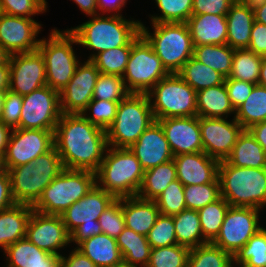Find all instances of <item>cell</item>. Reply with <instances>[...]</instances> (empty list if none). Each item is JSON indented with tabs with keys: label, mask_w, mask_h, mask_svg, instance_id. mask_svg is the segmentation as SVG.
Wrapping results in <instances>:
<instances>
[{
	"label": "cell",
	"mask_w": 266,
	"mask_h": 267,
	"mask_svg": "<svg viewBox=\"0 0 266 267\" xmlns=\"http://www.w3.org/2000/svg\"><path fill=\"white\" fill-rule=\"evenodd\" d=\"M4 253L6 267H60L61 256L39 249L26 237L8 246Z\"/></svg>",
	"instance_id": "25"
},
{
	"label": "cell",
	"mask_w": 266,
	"mask_h": 267,
	"mask_svg": "<svg viewBox=\"0 0 266 267\" xmlns=\"http://www.w3.org/2000/svg\"><path fill=\"white\" fill-rule=\"evenodd\" d=\"M76 248L97 267H113L123 261L116 239L104 233L80 242Z\"/></svg>",
	"instance_id": "29"
},
{
	"label": "cell",
	"mask_w": 266,
	"mask_h": 267,
	"mask_svg": "<svg viewBox=\"0 0 266 267\" xmlns=\"http://www.w3.org/2000/svg\"><path fill=\"white\" fill-rule=\"evenodd\" d=\"M116 241L125 263L136 267H147L152 249L147 236L125 227Z\"/></svg>",
	"instance_id": "32"
},
{
	"label": "cell",
	"mask_w": 266,
	"mask_h": 267,
	"mask_svg": "<svg viewBox=\"0 0 266 267\" xmlns=\"http://www.w3.org/2000/svg\"><path fill=\"white\" fill-rule=\"evenodd\" d=\"M45 85H47L45 60L39 50L10 56V91L24 96Z\"/></svg>",
	"instance_id": "16"
},
{
	"label": "cell",
	"mask_w": 266,
	"mask_h": 267,
	"mask_svg": "<svg viewBox=\"0 0 266 267\" xmlns=\"http://www.w3.org/2000/svg\"><path fill=\"white\" fill-rule=\"evenodd\" d=\"M257 84L266 88V56H262L259 80Z\"/></svg>",
	"instance_id": "64"
},
{
	"label": "cell",
	"mask_w": 266,
	"mask_h": 267,
	"mask_svg": "<svg viewBox=\"0 0 266 267\" xmlns=\"http://www.w3.org/2000/svg\"><path fill=\"white\" fill-rule=\"evenodd\" d=\"M234 114L225 82L197 91V116L206 118H227Z\"/></svg>",
	"instance_id": "30"
},
{
	"label": "cell",
	"mask_w": 266,
	"mask_h": 267,
	"mask_svg": "<svg viewBox=\"0 0 266 267\" xmlns=\"http://www.w3.org/2000/svg\"><path fill=\"white\" fill-rule=\"evenodd\" d=\"M221 196L232 207L266 206V168L237 167L226 160L219 162Z\"/></svg>",
	"instance_id": "4"
},
{
	"label": "cell",
	"mask_w": 266,
	"mask_h": 267,
	"mask_svg": "<svg viewBox=\"0 0 266 267\" xmlns=\"http://www.w3.org/2000/svg\"><path fill=\"white\" fill-rule=\"evenodd\" d=\"M23 96L9 89L6 91L0 121L11 129L19 126L22 112Z\"/></svg>",
	"instance_id": "52"
},
{
	"label": "cell",
	"mask_w": 266,
	"mask_h": 267,
	"mask_svg": "<svg viewBox=\"0 0 266 267\" xmlns=\"http://www.w3.org/2000/svg\"><path fill=\"white\" fill-rule=\"evenodd\" d=\"M233 256L212 242L190 248L187 267H233Z\"/></svg>",
	"instance_id": "38"
},
{
	"label": "cell",
	"mask_w": 266,
	"mask_h": 267,
	"mask_svg": "<svg viewBox=\"0 0 266 267\" xmlns=\"http://www.w3.org/2000/svg\"><path fill=\"white\" fill-rule=\"evenodd\" d=\"M5 94H6V92H0V117H1V112H2Z\"/></svg>",
	"instance_id": "68"
},
{
	"label": "cell",
	"mask_w": 266,
	"mask_h": 267,
	"mask_svg": "<svg viewBox=\"0 0 266 267\" xmlns=\"http://www.w3.org/2000/svg\"><path fill=\"white\" fill-rule=\"evenodd\" d=\"M260 210L252 207H232L226 212L220 232L212 242L233 257L256 234Z\"/></svg>",
	"instance_id": "14"
},
{
	"label": "cell",
	"mask_w": 266,
	"mask_h": 267,
	"mask_svg": "<svg viewBox=\"0 0 266 267\" xmlns=\"http://www.w3.org/2000/svg\"><path fill=\"white\" fill-rule=\"evenodd\" d=\"M233 263L266 267V229L263 227L233 257Z\"/></svg>",
	"instance_id": "41"
},
{
	"label": "cell",
	"mask_w": 266,
	"mask_h": 267,
	"mask_svg": "<svg viewBox=\"0 0 266 267\" xmlns=\"http://www.w3.org/2000/svg\"><path fill=\"white\" fill-rule=\"evenodd\" d=\"M100 71L89 59L79 63L74 76L60 92L62 114H82L93 99L94 87Z\"/></svg>",
	"instance_id": "18"
},
{
	"label": "cell",
	"mask_w": 266,
	"mask_h": 267,
	"mask_svg": "<svg viewBox=\"0 0 266 267\" xmlns=\"http://www.w3.org/2000/svg\"><path fill=\"white\" fill-rule=\"evenodd\" d=\"M229 207V203L221 196L198 210L203 238L207 242H213L218 236Z\"/></svg>",
	"instance_id": "40"
},
{
	"label": "cell",
	"mask_w": 266,
	"mask_h": 267,
	"mask_svg": "<svg viewBox=\"0 0 266 267\" xmlns=\"http://www.w3.org/2000/svg\"><path fill=\"white\" fill-rule=\"evenodd\" d=\"M25 237L39 249L59 256L62 254L58 249L71 243L61 215H46L34 210L29 218Z\"/></svg>",
	"instance_id": "19"
},
{
	"label": "cell",
	"mask_w": 266,
	"mask_h": 267,
	"mask_svg": "<svg viewBox=\"0 0 266 267\" xmlns=\"http://www.w3.org/2000/svg\"><path fill=\"white\" fill-rule=\"evenodd\" d=\"M60 267H97L87 256L77 248L68 257L61 256Z\"/></svg>",
	"instance_id": "56"
},
{
	"label": "cell",
	"mask_w": 266,
	"mask_h": 267,
	"mask_svg": "<svg viewBox=\"0 0 266 267\" xmlns=\"http://www.w3.org/2000/svg\"><path fill=\"white\" fill-rule=\"evenodd\" d=\"M11 54L0 45V65H9Z\"/></svg>",
	"instance_id": "65"
},
{
	"label": "cell",
	"mask_w": 266,
	"mask_h": 267,
	"mask_svg": "<svg viewBox=\"0 0 266 267\" xmlns=\"http://www.w3.org/2000/svg\"><path fill=\"white\" fill-rule=\"evenodd\" d=\"M116 200L114 196L95 184L80 200L67 208L61 217L70 234V242H80L101 234L99 216Z\"/></svg>",
	"instance_id": "10"
},
{
	"label": "cell",
	"mask_w": 266,
	"mask_h": 267,
	"mask_svg": "<svg viewBox=\"0 0 266 267\" xmlns=\"http://www.w3.org/2000/svg\"><path fill=\"white\" fill-rule=\"evenodd\" d=\"M131 52V46H119L98 53L91 61L100 73L123 76Z\"/></svg>",
	"instance_id": "42"
},
{
	"label": "cell",
	"mask_w": 266,
	"mask_h": 267,
	"mask_svg": "<svg viewBox=\"0 0 266 267\" xmlns=\"http://www.w3.org/2000/svg\"><path fill=\"white\" fill-rule=\"evenodd\" d=\"M32 211L31 205L19 203L0 211V247L2 250L25 238Z\"/></svg>",
	"instance_id": "28"
},
{
	"label": "cell",
	"mask_w": 266,
	"mask_h": 267,
	"mask_svg": "<svg viewBox=\"0 0 266 267\" xmlns=\"http://www.w3.org/2000/svg\"><path fill=\"white\" fill-rule=\"evenodd\" d=\"M96 173V184L116 199L137 196L144 169L129 148L108 146Z\"/></svg>",
	"instance_id": "3"
},
{
	"label": "cell",
	"mask_w": 266,
	"mask_h": 267,
	"mask_svg": "<svg viewBox=\"0 0 266 267\" xmlns=\"http://www.w3.org/2000/svg\"><path fill=\"white\" fill-rule=\"evenodd\" d=\"M4 14L3 9H2V5L0 4V17Z\"/></svg>",
	"instance_id": "71"
},
{
	"label": "cell",
	"mask_w": 266,
	"mask_h": 267,
	"mask_svg": "<svg viewBox=\"0 0 266 267\" xmlns=\"http://www.w3.org/2000/svg\"><path fill=\"white\" fill-rule=\"evenodd\" d=\"M162 215L175 216L186 209L184 185L178 180L171 182L155 199Z\"/></svg>",
	"instance_id": "47"
},
{
	"label": "cell",
	"mask_w": 266,
	"mask_h": 267,
	"mask_svg": "<svg viewBox=\"0 0 266 267\" xmlns=\"http://www.w3.org/2000/svg\"><path fill=\"white\" fill-rule=\"evenodd\" d=\"M113 267H136V266H133L131 264H128V263H125L124 261H122L121 263L114 265Z\"/></svg>",
	"instance_id": "69"
},
{
	"label": "cell",
	"mask_w": 266,
	"mask_h": 267,
	"mask_svg": "<svg viewBox=\"0 0 266 267\" xmlns=\"http://www.w3.org/2000/svg\"><path fill=\"white\" fill-rule=\"evenodd\" d=\"M255 21L266 25V2L253 6Z\"/></svg>",
	"instance_id": "63"
},
{
	"label": "cell",
	"mask_w": 266,
	"mask_h": 267,
	"mask_svg": "<svg viewBox=\"0 0 266 267\" xmlns=\"http://www.w3.org/2000/svg\"><path fill=\"white\" fill-rule=\"evenodd\" d=\"M154 121L148 95L129 93L119 102L116 118L106 130L108 146L129 148Z\"/></svg>",
	"instance_id": "7"
},
{
	"label": "cell",
	"mask_w": 266,
	"mask_h": 267,
	"mask_svg": "<svg viewBox=\"0 0 266 267\" xmlns=\"http://www.w3.org/2000/svg\"><path fill=\"white\" fill-rule=\"evenodd\" d=\"M226 161L237 167L266 168V152L251 132L243 129Z\"/></svg>",
	"instance_id": "31"
},
{
	"label": "cell",
	"mask_w": 266,
	"mask_h": 267,
	"mask_svg": "<svg viewBox=\"0 0 266 267\" xmlns=\"http://www.w3.org/2000/svg\"><path fill=\"white\" fill-rule=\"evenodd\" d=\"M129 149L144 171L174 158L161 125L154 121Z\"/></svg>",
	"instance_id": "22"
},
{
	"label": "cell",
	"mask_w": 266,
	"mask_h": 267,
	"mask_svg": "<svg viewBox=\"0 0 266 267\" xmlns=\"http://www.w3.org/2000/svg\"><path fill=\"white\" fill-rule=\"evenodd\" d=\"M118 104L115 101L92 99L82 115L90 123L106 131L116 118ZM88 111L91 114L87 116Z\"/></svg>",
	"instance_id": "48"
},
{
	"label": "cell",
	"mask_w": 266,
	"mask_h": 267,
	"mask_svg": "<svg viewBox=\"0 0 266 267\" xmlns=\"http://www.w3.org/2000/svg\"><path fill=\"white\" fill-rule=\"evenodd\" d=\"M235 0H193L192 15H226Z\"/></svg>",
	"instance_id": "54"
},
{
	"label": "cell",
	"mask_w": 266,
	"mask_h": 267,
	"mask_svg": "<svg viewBox=\"0 0 266 267\" xmlns=\"http://www.w3.org/2000/svg\"><path fill=\"white\" fill-rule=\"evenodd\" d=\"M3 12L7 15L32 18L46 12V0H0Z\"/></svg>",
	"instance_id": "51"
},
{
	"label": "cell",
	"mask_w": 266,
	"mask_h": 267,
	"mask_svg": "<svg viewBox=\"0 0 266 267\" xmlns=\"http://www.w3.org/2000/svg\"><path fill=\"white\" fill-rule=\"evenodd\" d=\"M248 130L266 152V121L254 124Z\"/></svg>",
	"instance_id": "59"
},
{
	"label": "cell",
	"mask_w": 266,
	"mask_h": 267,
	"mask_svg": "<svg viewBox=\"0 0 266 267\" xmlns=\"http://www.w3.org/2000/svg\"><path fill=\"white\" fill-rule=\"evenodd\" d=\"M235 119L243 129L266 121V88L255 84L250 96L235 110Z\"/></svg>",
	"instance_id": "36"
},
{
	"label": "cell",
	"mask_w": 266,
	"mask_h": 267,
	"mask_svg": "<svg viewBox=\"0 0 266 267\" xmlns=\"http://www.w3.org/2000/svg\"><path fill=\"white\" fill-rule=\"evenodd\" d=\"M173 222L177 244L193 248L208 243L203 238L197 210L185 209L173 216Z\"/></svg>",
	"instance_id": "34"
},
{
	"label": "cell",
	"mask_w": 266,
	"mask_h": 267,
	"mask_svg": "<svg viewBox=\"0 0 266 267\" xmlns=\"http://www.w3.org/2000/svg\"><path fill=\"white\" fill-rule=\"evenodd\" d=\"M176 179V165L172 159L144 171L142 185L137 196L146 200H155Z\"/></svg>",
	"instance_id": "33"
},
{
	"label": "cell",
	"mask_w": 266,
	"mask_h": 267,
	"mask_svg": "<svg viewBox=\"0 0 266 267\" xmlns=\"http://www.w3.org/2000/svg\"><path fill=\"white\" fill-rule=\"evenodd\" d=\"M80 10L88 16L99 15L97 12V0H73Z\"/></svg>",
	"instance_id": "60"
},
{
	"label": "cell",
	"mask_w": 266,
	"mask_h": 267,
	"mask_svg": "<svg viewBox=\"0 0 266 267\" xmlns=\"http://www.w3.org/2000/svg\"><path fill=\"white\" fill-rule=\"evenodd\" d=\"M12 129L0 121V153L5 154Z\"/></svg>",
	"instance_id": "61"
},
{
	"label": "cell",
	"mask_w": 266,
	"mask_h": 267,
	"mask_svg": "<svg viewBox=\"0 0 266 267\" xmlns=\"http://www.w3.org/2000/svg\"><path fill=\"white\" fill-rule=\"evenodd\" d=\"M54 146L65 169L96 172L108 147L106 131L82 114H62L54 131Z\"/></svg>",
	"instance_id": "1"
},
{
	"label": "cell",
	"mask_w": 266,
	"mask_h": 267,
	"mask_svg": "<svg viewBox=\"0 0 266 267\" xmlns=\"http://www.w3.org/2000/svg\"><path fill=\"white\" fill-rule=\"evenodd\" d=\"M8 169L5 163V154L0 153V175L6 174Z\"/></svg>",
	"instance_id": "67"
},
{
	"label": "cell",
	"mask_w": 266,
	"mask_h": 267,
	"mask_svg": "<svg viewBox=\"0 0 266 267\" xmlns=\"http://www.w3.org/2000/svg\"><path fill=\"white\" fill-rule=\"evenodd\" d=\"M129 93L121 76L100 73L94 87L93 99L120 102Z\"/></svg>",
	"instance_id": "46"
},
{
	"label": "cell",
	"mask_w": 266,
	"mask_h": 267,
	"mask_svg": "<svg viewBox=\"0 0 266 267\" xmlns=\"http://www.w3.org/2000/svg\"><path fill=\"white\" fill-rule=\"evenodd\" d=\"M199 126L203 151L219 162L229 157L243 131L235 117L230 122L226 118L199 117Z\"/></svg>",
	"instance_id": "17"
},
{
	"label": "cell",
	"mask_w": 266,
	"mask_h": 267,
	"mask_svg": "<svg viewBox=\"0 0 266 267\" xmlns=\"http://www.w3.org/2000/svg\"><path fill=\"white\" fill-rule=\"evenodd\" d=\"M153 33L140 23V33L170 73H178L193 57L194 44L187 23H151Z\"/></svg>",
	"instance_id": "6"
},
{
	"label": "cell",
	"mask_w": 266,
	"mask_h": 267,
	"mask_svg": "<svg viewBox=\"0 0 266 267\" xmlns=\"http://www.w3.org/2000/svg\"><path fill=\"white\" fill-rule=\"evenodd\" d=\"M63 169L55 146L38 156L32 163L8 169L14 201L33 206L41 197L44 189Z\"/></svg>",
	"instance_id": "5"
},
{
	"label": "cell",
	"mask_w": 266,
	"mask_h": 267,
	"mask_svg": "<svg viewBox=\"0 0 266 267\" xmlns=\"http://www.w3.org/2000/svg\"><path fill=\"white\" fill-rule=\"evenodd\" d=\"M16 202L13 199L11 192V180L10 175L6 174L0 175V211L6 210Z\"/></svg>",
	"instance_id": "57"
},
{
	"label": "cell",
	"mask_w": 266,
	"mask_h": 267,
	"mask_svg": "<svg viewBox=\"0 0 266 267\" xmlns=\"http://www.w3.org/2000/svg\"><path fill=\"white\" fill-rule=\"evenodd\" d=\"M54 146V131L37 129H12L6 153L7 169L32 163L38 156Z\"/></svg>",
	"instance_id": "15"
},
{
	"label": "cell",
	"mask_w": 266,
	"mask_h": 267,
	"mask_svg": "<svg viewBox=\"0 0 266 267\" xmlns=\"http://www.w3.org/2000/svg\"><path fill=\"white\" fill-rule=\"evenodd\" d=\"M224 82L231 105L235 110L246 101L255 86V84L236 79H225Z\"/></svg>",
	"instance_id": "53"
},
{
	"label": "cell",
	"mask_w": 266,
	"mask_h": 267,
	"mask_svg": "<svg viewBox=\"0 0 266 267\" xmlns=\"http://www.w3.org/2000/svg\"><path fill=\"white\" fill-rule=\"evenodd\" d=\"M234 266H238V267H251V266L246 265L245 263H233V267Z\"/></svg>",
	"instance_id": "70"
},
{
	"label": "cell",
	"mask_w": 266,
	"mask_h": 267,
	"mask_svg": "<svg viewBox=\"0 0 266 267\" xmlns=\"http://www.w3.org/2000/svg\"><path fill=\"white\" fill-rule=\"evenodd\" d=\"M162 127L173 156L203 152L199 117H170L156 120Z\"/></svg>",
	"instance_id": "21"
},
{
	"label": "cell",
	"mask_w": 266,
	"mask_h": 267,
	"mask_svg": "<svg viewBox=\"0 0 266 267\" xmlns=\"http://www.w3.org/2000/svg\"><path fill=\"white\" fill-rule=\"evenodd\" d=\"M127 0H97V9L99 11H102L104 14L106 13H111L113 11L114 15H122L119 14L120 11L122 10V7L125 6ZM108 11V12H107Z\"/></svg>",
	"instance_id": "58"
},
{
	"label": "cell",
	"mask_w": 266,
	"mask_h": 267,
	"mask_svg": "<svg viewBox=\"0 0 266 267\" xmlns=\"http://www.w3.org/2000/svg\"><path fill=\"white\" fill-rule=\"evenodd\" d=\"M235 2L253 7L265 3L266 0H235Z\"/></svg>",
	"instance_id": "66"
},
{
	"label": "cell",
	"mask_w": 266,
	"mask_h": 267,
	"mask_svg": "<svg viewBox=\"0 0 266 267\" xmlns=\"http://www.w3.org/2000/svg\"><path fill=\"white\" fill-rule=\"evenodd\" d=\"M61 115L60 92L45 85L23 96L17 128L55 131Z\"/></svg>",
	"instance_id": "13"
},
{
	"label": "cell",
	"mask_w": 266,
	"mask_h": 267,
	"mask_svg": "<svg viewBox=\"0 0 266 267\" xmlns=\"http://www.w3.org/2000/svg\"><path fill=\"white\" fill-rule=\"evenodd\" d=\"M190 248L174 244L152 248L147 267H187Z\"/></svg>",
	"instance_id": "45"
},
{
	"label": "cell",
	"mask_w": 266,
	"mask_h": 267,
	"mask_svg": "<svg viewBox=\"0 0 266 267\" xmlns=\"http://www.w3.org/2000/svg\"><path fill=\"white\" fill-rule=\"evenodd\" d=\"M187 25L194 46L227 44L226 15H191Z\"/></svg>",
	"instance_id": "24"
},
{
	"label": "cell",
	"mask_w": 266,
	"mask_h": 267,
	"mask_svg": "<svg viewBox=\"0 0 266 267\" xmlns=\"http://www.w3.org/2000/svg\"><path fill=\"white\" fill-rule=\"evenodd\" d=\"M96 184V173L90 170L63 169L44 189L32 206L46 215H61L74 202L85 196Z\"/></svg>",
	"instance_id": "8"
},
{
	"label": "cell",
	"mask_w": 266,
	"mask_h": 267,
	"mask_svg": "<svg viewBox=\"0 0 266 267\" xmlns=\"http://www.w3.org/2000/svg\"><path fill=\"white\" fill-rule=\"evenodd\" d=\"M122 210L126 227L144 236L148 235L160 215L155 200L138 196L122 198Z\"/></svg>",
	"instance_id": "26"
},
{
	"label": "cell",
	"mask_w": 266,
	"mask_h": 267,
	"mask_svg": "<svg viewBox=\"0 0 266 267\" xmlns=\"http://www.w3.org/2000/svg\"><path fill=\"white\" fill-rule=\"evenodd\" d=\"M261 61L262 56L248 49H235L230 76L225 79H236L257 84Z\"/></svg>",
	"instance_id": "39"
},
{
	"label": "cell",
	"mask_w": 266,
	"mask_h": 267,
	"mask_svg": "<svg viewBox=\"0 0 266 267\" xmlns=\"http://www.w3.org/2000/svg\"><path fill=\"white\" fill-rule=\"evenodd\" d=\"M41 24L33 18L3 14L0 17V45L11 55L38 50Z\"/></svg>",
	"instance_id": "20"
},
{
	"label": "cell",
	"mask_w": 266,
	"mask_h": 267,
	"mask_svg": "<svg viewBox=\"0 0 266 267\" xmlns=\"http://www.w3.org/2000/svg\"><path fill=\"white\" fill-rule=\"evenodd\" d=\"M140 21L127 20L122 15H95L87 22L69 29L77 38L78 45L93 49L92 60L98 53L119 46H131L141 34Z\"/></svg>",
	"instance_id": "2"
},
{
	"label": "cell",
	"mask_w": 266,
	"mask_h": 267,
	"mask_svg": "<svg viewBox=\"0 0 266 267\" xmlns=\"http://www.w3.org/2000/svg\"><path fill=\"white\" fill-rule=\"evenodd\" d=\"M177 179L184 185L212 183L218 178L219 161L204 151L176 155Z\"/></svg>",
	"instance_id": "23"
},
{
	"label": "cell",
	"mask_w": 266,
	"mask_h": 267,
	"mask_svg": "<svg viewBox=\"0 0 266 267\" xmlns=\"http://www.w3.org/2000/svg\"><path fill=\"white\" fill-rule=\"evenodd\" d=\"M147 240L152 248L177 244L173 216L160 214L154 226L149 230Z\"/></svg>",
	"instance_id": "49"
},
{
	"label": "cell",
	"mask_w": 266,
	"mask_h": 267,
	"mask_svg": "<svg viewBox=\"0 0 266 267\" xmlns=\"http://www.w3.org/2000/svg\"><path fill=\"white\" fill-rule=\"evenodd\" d=\"M9 89V65H0V92Z\"/></svg>",
	"instance_id": "62"
},
{
	"label": "cell",
	"mask_w": 266,
	"mask_h": 267,
	"mask_svg": "<svg viewBox=\"0 0 266 267\" xmlns=\"http://www.w3.org/2000/svg\"><path fill=\"white\" fill-rule=\"evenodd\" d=\"M98 222L102 233L116 239L126 227L122 210V198L116 199L99 216Z\"/></svg>",
	"instance_id": "50"
},
{
	"label": "cell",
	"mask_w": 266,
	"mask_h": 267,
	"mask_svg": "<svg viewBox=\"0 0 266 267\" xmlns=\"http://www.w3.org/2000/svg\"><path fill=\"white\" fill-rule=\"evenodd\" d=\"M248 50L266 56V25L263 23L254 21Z\"/></svg>",
	"instance_id": "55"
},
{
	"label": "cell",
	"mask_w": 266,
	"mask_h": 267,
	"mask_svg": "<svg viewBox=\"0 0 266 267\" xmlns=\"http://www.w3.org/2000/svg\"><path fill=\"white\" fill-rule=\"evenodd\" d=\"M161 15L153 16L152 23H187L192 15L193 0H155Z\"/></svg>",
	"instance_id": "44"
},
{
	"label": "cell",
	"mask_w": 266,
	"mask_h": 267,
	"mask_svg": "<svg viewBox=\"0 0 266 267\" xmlns=\"http://www.w3.org/2000/svg\"><path fill=\"white\" fill-rule=\"evenodd\" d=\"M196 92L223 84L225 77L191 57L177 73Z\"/></svg>",
	"instance_id": "37"
},
{
	"label": "cell",
	"mask_w": 266,
	"mask_h": 267,
	"mask_svg": "<svg viewBox=\"0 0 266 267\" xmlns=\"http://www.w3.org/2000/svg\"><path fill=\"white\" fill-rule=\"evenodd\" d=\"M186 209L199 210L221 197L220 181L184 186Z\"/></svg>",
	"instance_id": "43"
},
{
	"label": "cell",
	"mask_w": 266,
	"mask_h": 267,
	"mask_svg": "<svg viewBox=\"0 0 266 267\" xmlns=\"http://www.w3.org/2000/svg\"><path fill=\"white\" fill-rule=\"evenodd\" d=\"M169 74L152 46L140 34L131 44L130 56L122 76L126 89L130 93L147 94Z\"/></svg>",
	"instance_id": "12"
},
{
	"label": "cell",
	"mask_w": 266,
	"mask_h": 267,
	"mask_svg": "<svg viewBox=\"0 0 266 267\" xmlns=\"http://www.w3.org/2000/svg\"><path fill=\"white\" fill-rule=\"evenodd\" d=\"M235 49L229 45L194 46L193 58L219 72L223 77L230 76Z\"/></svg>",
	"instance_id": "35"
},
{
	"label": "cell",
	"mask_w": 266,
	"mask_h": 267,
	"mask_svg": "<svg viewBox=\"0 0 266 267\" xmlns=\"http://www.w3.org/2000/svg\"><path fill=\"white\" fill-rule=\"evenodd\" d=\"M72 44H78V41L69 29L65 31L53 29L49 39H41L38 46L45 60L46 83L58 92L70 82L80 63Z\"/></svg>",
	"instance_id": "9"
},
{
	"label": "cell",
	"mask_w": 266,
	"mask_h": 267,
	"mask_svg": "<svg viewBox=\"0 0 266 267\" xmlns=\"http://www.w3.org/2000/svg\"><path fill=\"white\" fill-rule=\"evenodd\" d=\"M227 45L233 49H248L255 21L253 7L235 2L226 14Z\"/></svg>",
	"instance_id": "27"
},
{
	"label": "cell",
	"mask_w": 266,
	"mask_h": 267,
	"mask_svg": "<svg viewBox=\"0 0 266 267\" xmlns=\"http://www.w3.org/2000/svg\"><path fill=\"white\" fill-rule=\"evenodd\" d=\"M147 95L155 121L197 115V92L177 73L161 79Z\"/></svg>",
	"instance_id": "11"
}]
</instances>
